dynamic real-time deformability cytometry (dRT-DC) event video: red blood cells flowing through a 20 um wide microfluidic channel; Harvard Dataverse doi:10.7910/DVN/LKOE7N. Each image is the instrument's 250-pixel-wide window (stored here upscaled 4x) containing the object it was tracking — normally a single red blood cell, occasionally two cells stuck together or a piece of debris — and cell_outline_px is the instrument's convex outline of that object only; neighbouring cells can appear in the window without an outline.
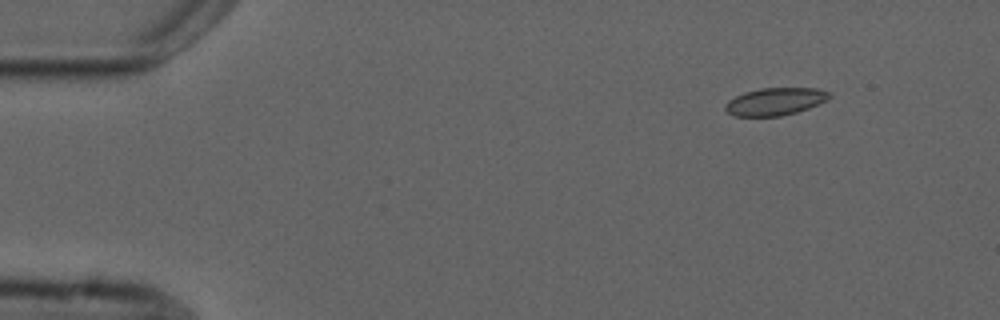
{"species": "common noctule bat (a hibernating species)", "species_latin": "Nyctalus noctula", "temperature_condition": "cold", "stored_images_in_passage": 5, "camera_frame_rate_fps": 3000, "um_per_image_px": 0.085, "animal": {"sex": "male", "forearm_length_mm": 52.5}, "frame": {"image": 1, "passage_image": 1, "time_ms": 0.0, "image_size_px": [1000, 320], "cell_outline_px": [[832, 96], [828, 100], [808, 108], [796, 112], [780, 116], [736, 116], [728, 112], [724, 108], [724, 104], [728, 100], [744, 92], [760, 88], [816, 88], [832, 92]], "centroid_in_image_um": [65.91, 8.62], "position_along_channel_um": 19.1, "area_um2": 16.76}}
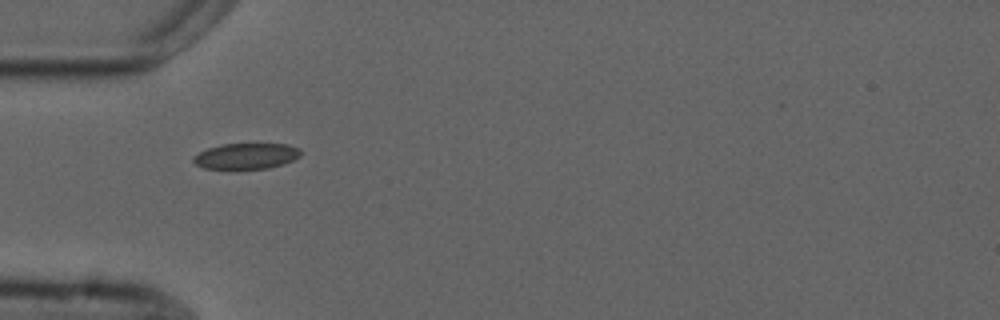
{"frame": {"image": 2, "passage_image": 4, "time_ms": 3.667, "image_size_px": [1000, 320], "cell_outline_px": [[300, 156], [284, 164], [268, 168], [236, 172], [204, 168], [196, 164], [192, 160], [192, 156], [208, 148], [220, 144], [288, 144], [300, 148]], "centroid_in_image_um": [20.88, 13.31], "position_along_channel_um": 64.1, "area_um2": 16.94}}
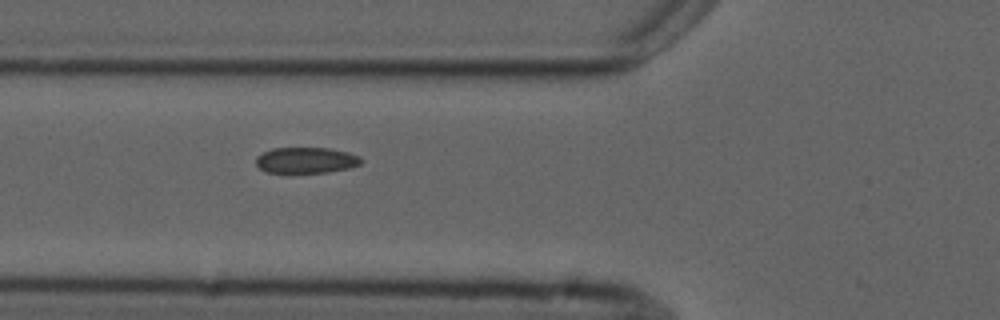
{"frame": {"image": 3, "passage_image": 5, "time_ms": 4.667, "image_size_px": [1000, 320], "cell_outline_px": [[364, 160], [360, 164], [348, 168], [328, 172], [288, 176], [268, 172], [260, 168], [256, 164], [256, 156], [272, 148], [328, 148], [348, 152], [360, 156]], "centroid_in_image_um": [25.99, 13.67], "position_along_channel_um": 99.8, "area_um2": 16.65}}